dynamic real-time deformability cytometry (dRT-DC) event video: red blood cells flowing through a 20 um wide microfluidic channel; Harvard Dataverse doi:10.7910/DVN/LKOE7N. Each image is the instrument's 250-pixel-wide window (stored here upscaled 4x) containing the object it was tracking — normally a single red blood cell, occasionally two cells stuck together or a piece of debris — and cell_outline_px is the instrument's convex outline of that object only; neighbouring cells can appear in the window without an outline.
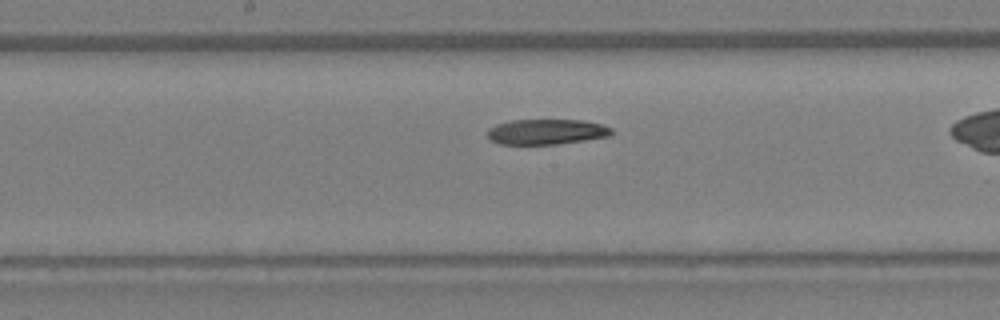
{"species": "Egyptian fruit bat (a non-hibernating species)", "species_latin": "Rousettus aegyptiacus", "temperature_condition": "warm", "stored_images_in_passage": 28, "camera_frame_rate_fps": 3000, "um_per_image_px": 0.085, "animal": {"sex": "female"}, "frame": {"image": 1, "passage_image": 16, "time_ms": 5.0, "image_size_px": [1000, 320], "cell_outline_px": [[612, 136], [556, 144], [500, 144], [488, 140], [488, 128], [496, 124], [512, 120], [580, 120], [600, 124], [612, 128]], "centroid_in_image_um": [46.42, 11.2], "position_along_channel_um": 201.8, "area_um2": 18.32}}
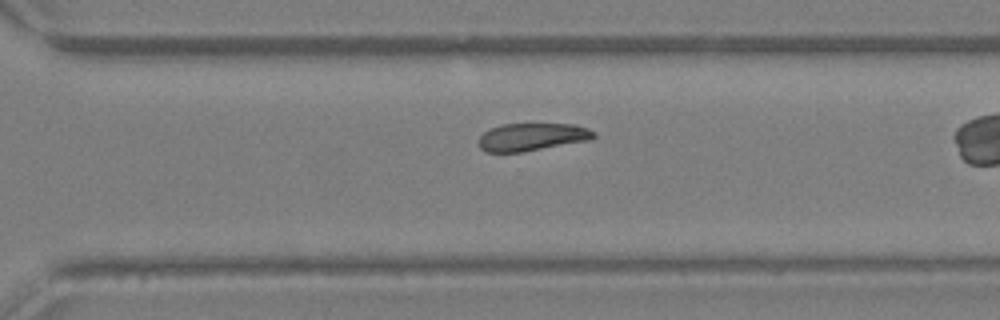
{"frame": {"image": 2, "passage_image": 24, "time_ms": 7.667, "image_size_px": [1000, 320], "cell_outline_px": [[596, 136], [592, 140], [524, 152], [484, 152], [480, 148], [480, 136], [488, 128], [500, 124], [572, 124], [588, 128], [596, 132]], "centroid_in_image_um": [45.24, 11.64], "position_along_channel_um": 325.4, "area_um2": 18.84}}